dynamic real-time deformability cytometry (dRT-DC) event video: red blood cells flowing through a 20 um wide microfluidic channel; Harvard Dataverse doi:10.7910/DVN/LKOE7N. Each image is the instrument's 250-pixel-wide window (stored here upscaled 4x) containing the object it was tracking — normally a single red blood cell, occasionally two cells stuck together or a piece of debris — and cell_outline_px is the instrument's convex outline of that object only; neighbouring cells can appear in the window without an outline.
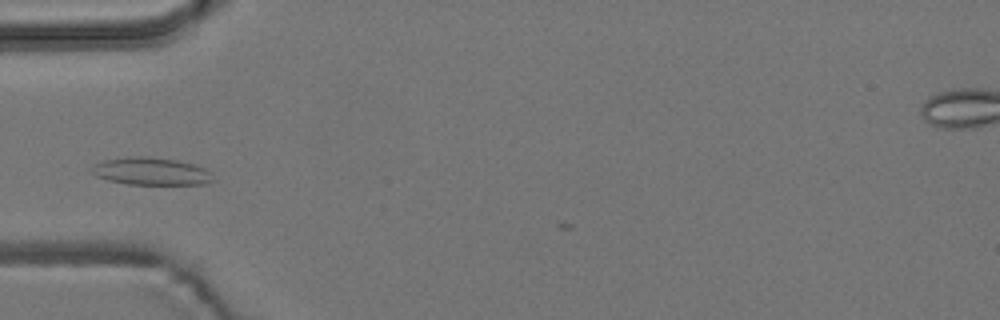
{"species": "common noctule bat (a hibernating species)", "species_latin": "Nyctalus noctula", "temperature_condition": "room temperature", "stored_images_in_passage": 37, "camera_frame_rate_fps": 3000, "um_per_image_px": 0.085, "animal": {"sex": "male", "body_mass_g": 19.2, "forearm_length_mm": 51.8}, "frame": {"image": 1, "passage_image": 2, "time_ms": 0.333, "image_size_px": [1000, 320], "cell_outline_px": [[216, 180], [204, 184], [128, 184], [108, 180], [96, 176], [88, 168], [92, 164], [104, 160], [128, 156], [148, 156], [176, 160], [196, 164], [212, 172]], "centroid_in_image_um": [12.85, 14.55], "position_along_channel_um": 72.2, "area_um2": 19.83}}
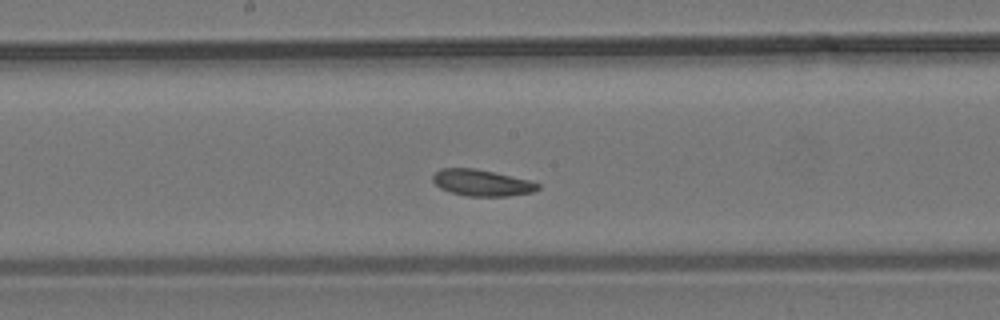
{"frame": {"image": 2, "passage_image": 13, "time_ms": 4.0, "image_size_px": [1000, 320], "cell_outline_px": [[540, 188], [532, 192], [508, 196], [468, 196], [452, 192], [440, 188], [432, 180], [432, 176], [440, 168], [476, 168], [496, 172], [532, 180], [540, 184]], "centroid_in_image_um": [40.99, 15.52], "position_along_channel_um": 207.2, "area_um2": 16.3}}
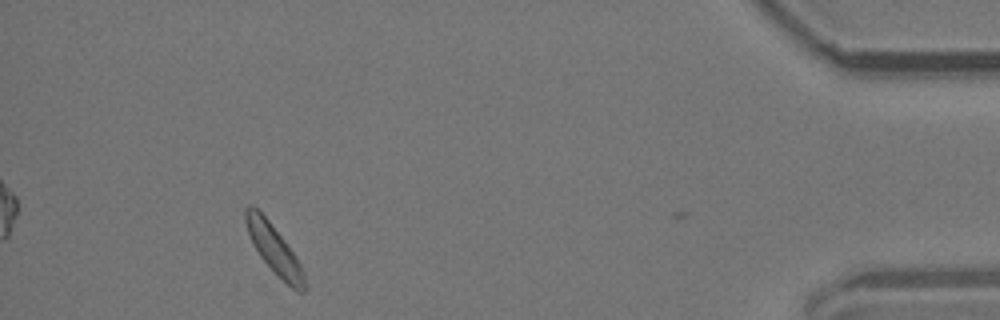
{"frame": {"image": 3, "passage_image": 35, "time_ms": 11.333, "image_size_px": [1000, 320], "cell_outline_px": [[308, 288], [304, 292], [296, 292], [260, 256], [252, 244], [244, 220], [244, 208], [248, 204], [252, 204], [268, 220], [284, 240], [300, 264], [304, 272]], "centroid_in_image_um": [23.3, 21.17], "position_along_channel_um": 411.9, "area_um2": 16.47}, "authors_computed_cell_mechanics": {"area_um2": 16.4152, "velocity_mm_per_s": 3.6693, "shape_relaxation_time_tau1_ms": null, "shape_relaxation_time_tau2_ms": 6.6035, "deformation_change_tau1": null, "deformation_change_tau2": 0.105}}